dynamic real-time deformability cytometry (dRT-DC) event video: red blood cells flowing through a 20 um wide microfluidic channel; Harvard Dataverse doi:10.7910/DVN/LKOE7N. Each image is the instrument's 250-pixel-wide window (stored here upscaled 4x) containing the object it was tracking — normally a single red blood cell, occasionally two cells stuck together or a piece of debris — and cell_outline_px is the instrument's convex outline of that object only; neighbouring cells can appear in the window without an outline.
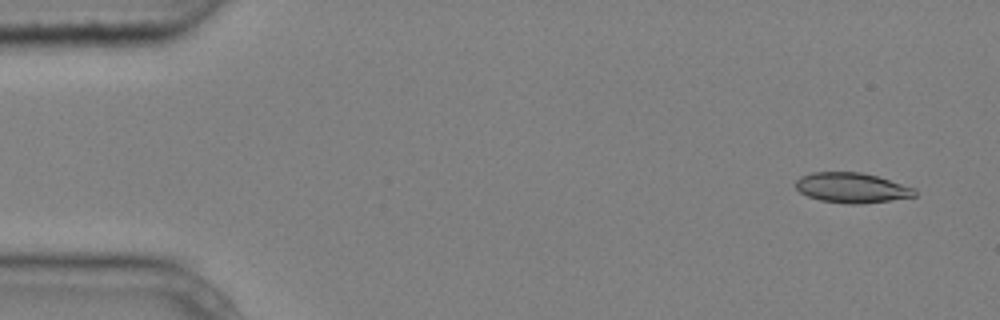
{"species": "common noctule bat (a hibernating species)", "species_latin": "Nyctalus noctula", "temperature_condition": "cold", "stored_images_in_passage": 3, "camera_frame_rate_fps": 3000, "um_per_image_px": 0.085, "animal": {"sex": "male", "body_mass_g": 20.4}, "frame": {"image": 1, "passage_image": 1, "time_ms": 0.0, "image_size_px": [1000, 320], "cell_outline_px": [[916, 196], [860, 204], [848, 204], [820, 200], [808, 196], [800, 192], [796, 188], [796, 180], [800, 176], [812, 172], [860, 172], [876, 176], [916, 188]], "centroid_in_image_um": [72.38, 15.96], "position_along_channel_um": 12.6, "area_um2": 20.75}}